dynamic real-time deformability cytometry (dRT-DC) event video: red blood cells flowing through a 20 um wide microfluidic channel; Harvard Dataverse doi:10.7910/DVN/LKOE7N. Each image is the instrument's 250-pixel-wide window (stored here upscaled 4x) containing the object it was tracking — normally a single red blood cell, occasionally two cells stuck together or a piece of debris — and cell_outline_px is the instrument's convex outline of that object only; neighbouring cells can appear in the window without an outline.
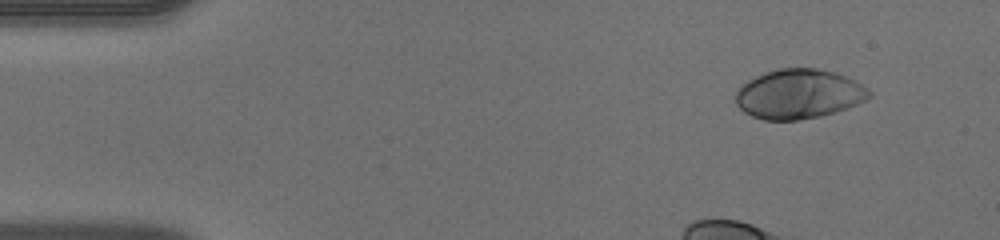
{"species": "human", "species_latin": "Homo sapiens", "temperature_condition": "warm", "stored_images_in_passage": 35, "camera_frame_rate_fps": 3000, "um_per_image_px": 0.085, "donor": {"sex": "male"}, "frame": {"image": 1, "passage_image": 1, "time_ms": 0.0, "image_size_px": [1000, 240], "cell_outline_px": [[872, 96], [848, 108], [820, 116], [796, 120], [764, 120], [752, 116], [744, 112], [736, 104], [736, 92], [740, 84], [764, 72], [776, 68], [816, 68], [832, 72], [856, 80], [868, 88], [872, 92]], "centroid_in_image_um": [67.88, 7.98], "position_along_channel_um": 17.1, "area_um2": 38.67}}